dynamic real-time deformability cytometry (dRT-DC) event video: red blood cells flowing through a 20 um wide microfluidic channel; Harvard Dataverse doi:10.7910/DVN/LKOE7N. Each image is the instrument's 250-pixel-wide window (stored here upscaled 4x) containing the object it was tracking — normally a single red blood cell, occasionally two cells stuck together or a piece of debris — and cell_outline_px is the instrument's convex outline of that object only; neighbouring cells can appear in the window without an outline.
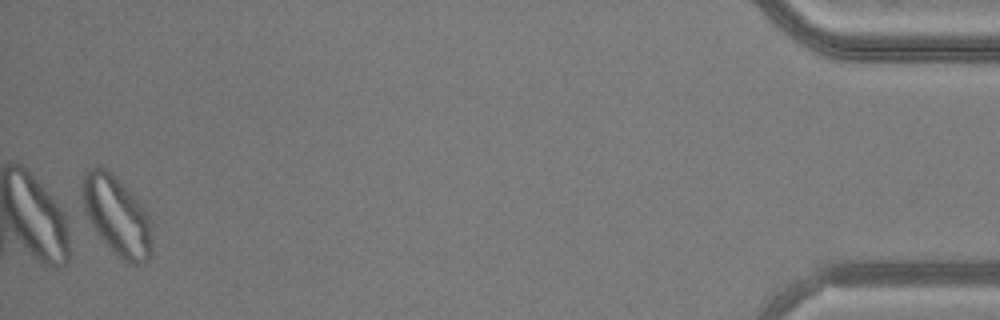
{"species": "common noctule bat (a hibernating species)", "species_latin": "Nyctalus noctula", "temperature_condition": "warm", "stored_images_in_passage": 46, "camera_frame_rate_fps": 3000, "um_per_image_px": 0.085, "animal": {"sex": "male", "body_mass_g": 20.5, "forearm_length_mm": 52.5}, "frame": {"image": 1, "passage_image": 46, "time_ms": 15.0, "image_size_px": [1000, 320], "cell_outline_px": [[152, 252], [148, 260], [140, 264], [132, 264], [120, 260], [96, 232], [84, 212], [80, 192], [80, 188], [84, 172], [100, 164], [116, 176], [144, 204], [148, 216], [152, 236]], "centroid_in_image_um": [9.92, 18.31], "position_along_channel_um": 425.3, "area_um2": 32.95}}